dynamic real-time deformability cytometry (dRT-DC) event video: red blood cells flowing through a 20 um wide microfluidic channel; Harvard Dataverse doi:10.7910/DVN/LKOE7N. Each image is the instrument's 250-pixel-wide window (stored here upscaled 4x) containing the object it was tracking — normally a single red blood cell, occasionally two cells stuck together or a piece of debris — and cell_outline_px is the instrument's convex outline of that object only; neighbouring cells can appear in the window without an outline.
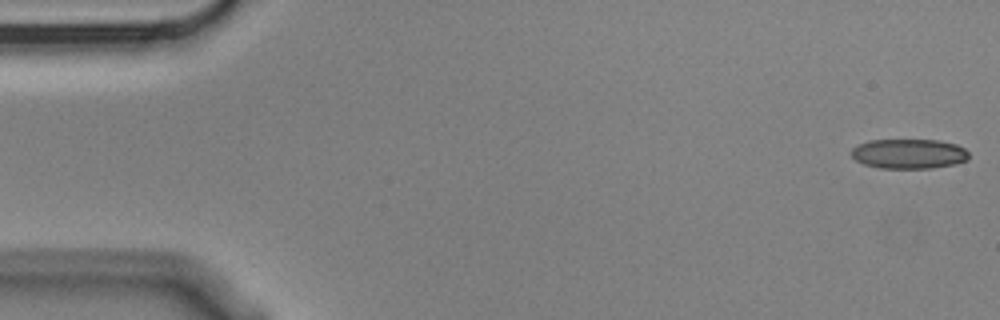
{"species": "Egyptian fruit bat (a non-hibernating species)", "species_latin": "Rousettus aegyptiacus", "temperature_condition": "cold", "stored_images_in_passage": 5, "camera_frame_rate_fps": 3000, "um_per_image_px": 0.085, "animal": {"sex": "male"}, "frame": {"image": 1, "passage_image": 1, "time_ms": 0.0, "image_size_px": [1000, 320], "cell_outline_px": [[968, 160], [956, 164], [932, 168], [880, 168], [864, 164], [856, 160], [852, 156], [852, 148], [868, 140], [940, 140], [956, 144], [964, 148], [968, 152]], "centroid_in_image_um": [77.28, 13.07], "position_along_channel_um": 7.7, "area_um2": 20.4}}
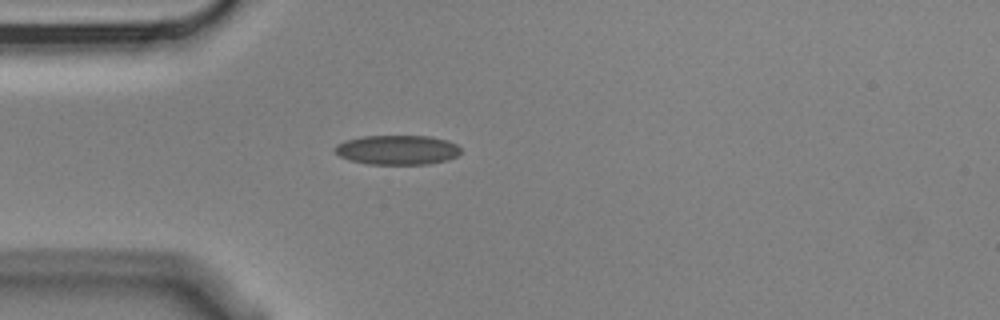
{"frame": {"image": 2, "passage_image": 5, "time_ms": 1.333, "image_size_px": [1000, 320], "cell_outline_px": [[460, 152], [456, 156], [448, 160], [428, 164], [364, 164], [348, 160], [340, 156], [332, 148], [336, 144], [344, 140], [364, 136], [432, 136], [448, 140], [456, 144], [460, 148]], "centroid_in_image_um": [33.74, 12.74], "position_along_channel_um": 51.3, "area_um2": 21.91}}